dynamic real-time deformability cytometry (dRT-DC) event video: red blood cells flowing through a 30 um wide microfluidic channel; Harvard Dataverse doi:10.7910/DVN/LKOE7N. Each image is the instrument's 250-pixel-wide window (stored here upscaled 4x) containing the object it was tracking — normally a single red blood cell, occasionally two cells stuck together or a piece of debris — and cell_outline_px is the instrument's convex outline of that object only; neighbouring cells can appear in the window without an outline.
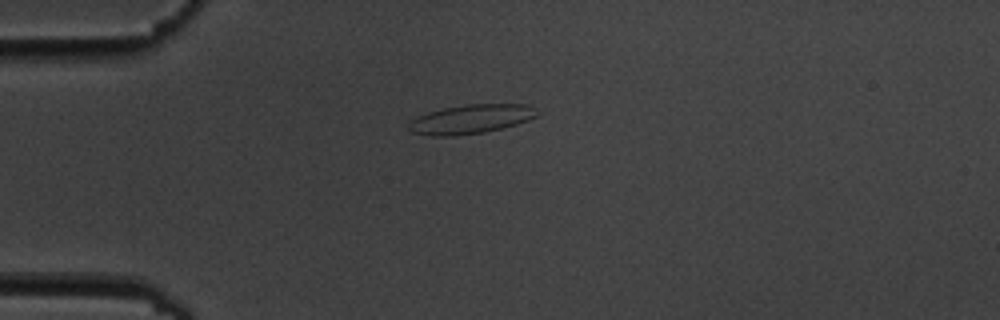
{"species": "common noctule bat (a hibernating species)", "species_latin": "Nyctalus noctula", "temperature_condition": "cold", "stored_images_in_passage": 4, "camera_frame_rate_fps": 3000, "um_per_image_px": 0.085, "animal": {"sex": "male", "body_mass_g": 19.5, "forearm_length_mm": 54.6}, "frame": {"image": 1, "passage_image": 1, "time_ms": 0.0, "image_size_px": [1000, 320], "cell_outline_px": [[540, 112], [536, 116], [528, 120], [516, 124], [484, 132], [452, 136], [432, 136], [412, 132], [408, 128], [408, 120], [416, 116], [428, 112], [444, 108], [468, 104], [524, 104]], "centroid_in_image_um": [39.96, 10.12], "position_along_channel_um": 45.0, "area_um2": 21.68}}
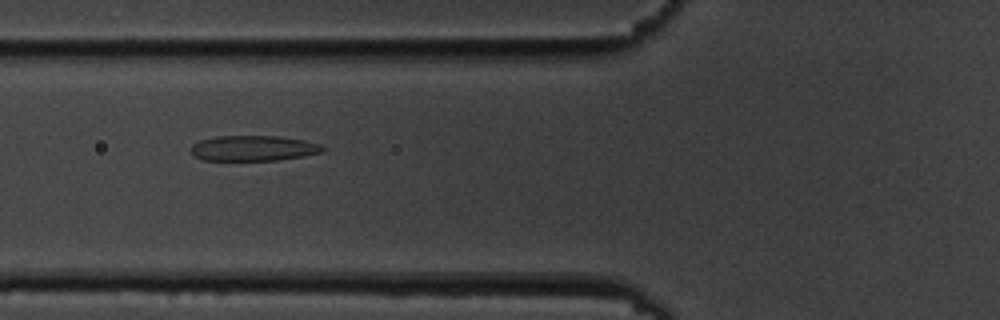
{"frame": {"image": 2, "passage_image": 3, "time_ms": 2.333, "image_size_px": [1000, 320], "cell_outline_px": [[328, 148], [324, 152], [304, 156], [276, 160], [204, 160], [196, 156], [192, 152], [192, 144], [200, 140], [216, 136], [280, 136], [304, 140], [320, 144]], "centroid_in_image_um": [21.61, 12.59], "position_along_channel_um": 104.2, "area_um2": 19.54}}
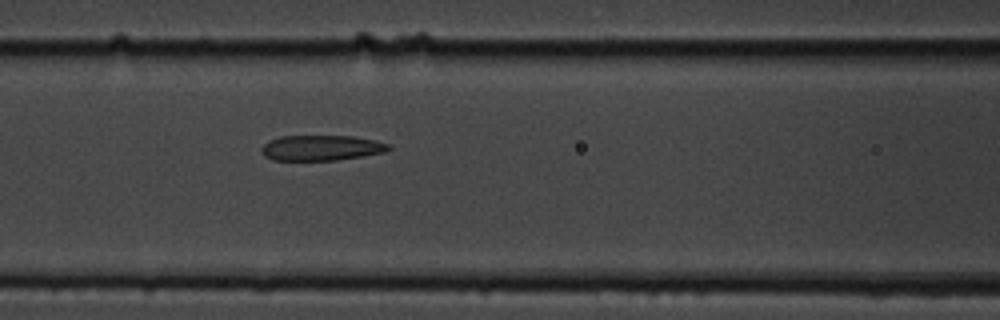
{"frame": {"image": 3, "passage_image": 4, "time_ms": 3.333, "image_size_px": [1000, 320], "cell_outline_px": [[392, 148], [384, 152], [364, 156], [336, 160], [272, 160], [264, 156], [260, 152], [260, 148], [268, 140], [280, 136], [352, 136], [376, 140], [392, 144]], "centroid_in_image_um": [27.31, 12.56], "position_along_channel_um": 139.3, "area_um2": 19.07}}